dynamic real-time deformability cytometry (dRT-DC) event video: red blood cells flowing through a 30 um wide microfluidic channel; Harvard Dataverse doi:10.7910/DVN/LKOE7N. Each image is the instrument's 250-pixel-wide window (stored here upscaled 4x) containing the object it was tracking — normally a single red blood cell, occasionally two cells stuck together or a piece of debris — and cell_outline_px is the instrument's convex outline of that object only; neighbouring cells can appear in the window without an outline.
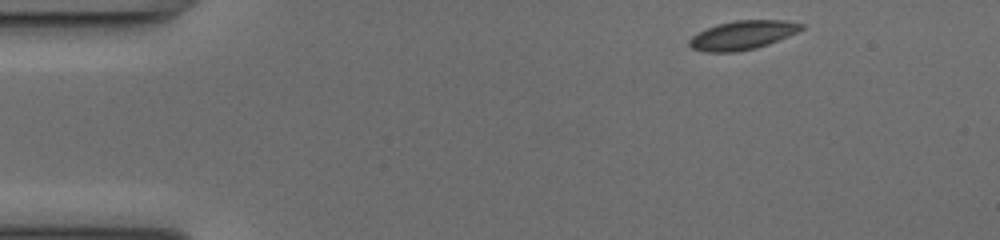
{"species": "common noctule bat (a hibernating species)", "species_latin": "Nyctalus noctula", "temperature_condition": "cold", "stored_images_in_passage": 39, "camera_frame_rate_fps": 3000, "um_per_image_px": 0.085, "animal": {"sex": "female", "body_mass_g": 17.0, "forearm_length_mm": 48.0}, "frame": {"image": 1, "passage_image": 1, "time_ms": 0.0, "image_size_px": [1000, 240], "cell_outline_px": [[800, 28], [772, 40], [748, 48], [696, 48], [692, 44], [692, 40], [696, 36], [712, 28], [724, 24], [752, 20], [764, 20], [788, 24]], "centroid_in_image_um": [63.07, 2.93], "position_along_channel_um": 21.9, "area_um2": 14.57}}
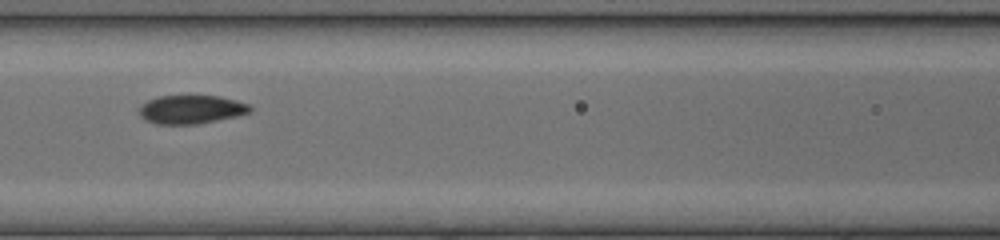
{"frame": {"image": 2, "passage_image": 17, "time_ms": 5.333, "image_size_px": [1000, 240], "cell_outline_px": [[248, 108], [240, 112], [224, 116], [204, 120], [156, 120], [148, 116], [144, 112], [144, 108], [148, 104], [156, 100], [172, 96], [204, 96], [224, 100], [240, 104]], "centroid_in_image_um": [16.24, 9.21], "position_along_channel_um": 150.4, "area_um2": 13.76}}
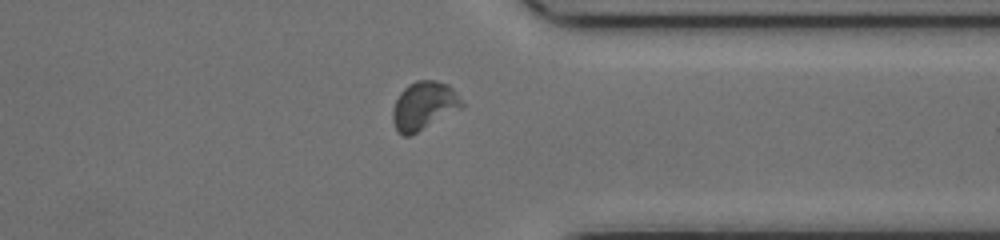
{"frame": {"image": 3, "passage_image": 34, "time_ms": 11.0, "image_size_px": [1000, 240], "cell_outline_px": [[444, 88], [440, 104], [412, 132], [400, 132], [396, 124], [396, 104], [400, 96], [412, 84], [440, 84]], "centroid_in_image_um": [35.46, 8.95], "position_along_channel_um": 375.9, "area_um2": 11.62}, "authors_computed_cell_mechanics": {"area_um2": 14.2766, "velocity_mm_per_s": 4.0545, "shape_relaxation_time_tau1_ms": 8.3637, "shape_relaxation_time_tau2_ms": 4.3719, "deformation_change_tau1": 0.1435, "deformation_change_tau2": 0.0574}}